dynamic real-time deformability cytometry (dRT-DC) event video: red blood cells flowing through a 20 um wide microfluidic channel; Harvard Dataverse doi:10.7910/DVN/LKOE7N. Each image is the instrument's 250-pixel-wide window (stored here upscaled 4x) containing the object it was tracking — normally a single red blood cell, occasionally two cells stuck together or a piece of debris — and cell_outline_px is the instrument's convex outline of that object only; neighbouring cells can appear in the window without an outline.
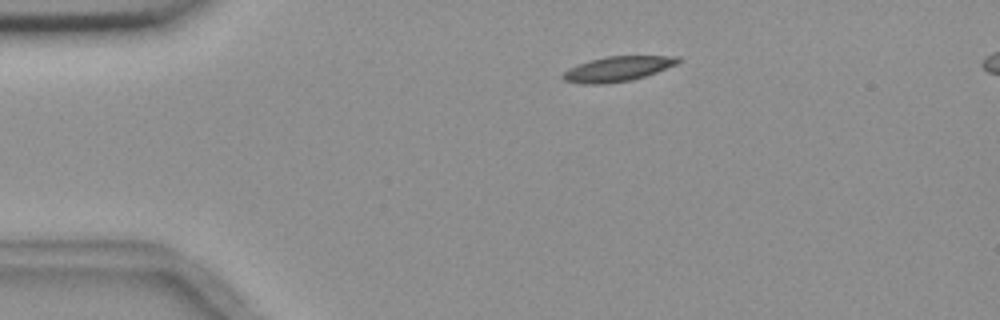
{"species": "common noctule bat (a hibernating species)", "species_latin": "Nyctalus noctula", "temperature_condition": "room temperature", "stored_images_in_passage": 3, "segment_of_instrument_passage": [1, 2], "camera_frame_rate_fps": 3000, "um_per_image_px": 0.085, "animal": {"sex": "female", "body_mass_g": 18.4}, "frame": {"image": 1, "passage_image": 1, "time_ms": 0.0, "image_size_px": [1000, 320], "cell_outline_px": [[684, 60], [676, 64], [656, 72], [632, 80], [604, 84], [580, 84], [564, 80], [560, 76], [568, 68], [588, 60], [604, 56], [680, 56]], "centroid_in_image_um": [52.48, 5.85], "position_along_channel_um": 32.5, "area_um2": 16.94}}